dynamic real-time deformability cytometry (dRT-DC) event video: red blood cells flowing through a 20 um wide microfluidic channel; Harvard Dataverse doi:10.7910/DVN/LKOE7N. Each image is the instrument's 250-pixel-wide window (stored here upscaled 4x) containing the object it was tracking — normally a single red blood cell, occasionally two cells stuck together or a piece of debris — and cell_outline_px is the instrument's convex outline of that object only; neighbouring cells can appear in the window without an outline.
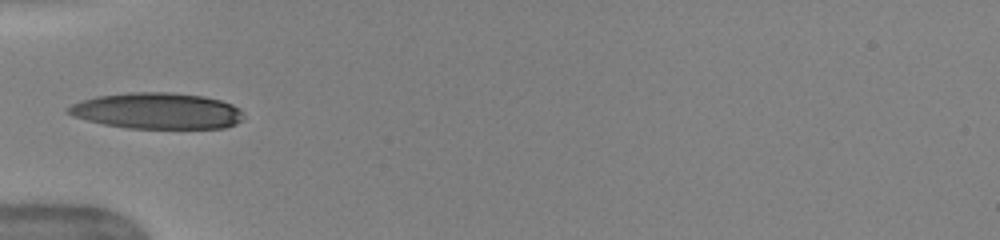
{"species": "human", "species_latin": "Homo sapiens", "temperature_condition": "warm", "stored_images_in_passage": 32, "camera_frame_rate_fps": 3000, "um_per_image_px": 0.085, "donor": {"sex": "female"}, "frame": {"image": 1, "passage_image": 1, "time_ms": 0.0, "image_size_px": [1000, 240], "cell_outline_px": [[244, 120], [236, 124], [224, 128], [128, 128], [104, 124], [72, 116], [64, 108], [72, 104], [96, 96], [132, 92], [172, 92], [204, 96], [220, 100], [232, 104], [240, 108]], "centroid_in_image_um": [13.38, 9.42], "position_along_channel_um": 71.6, "area_um2": 36.99}, "authors_computed_cell_mechanics": {"area_um2": 36.7319, "velocity_mm_per_s": 3.9941, "shape_relaxation_time_tau1_ms": 3.3869, "shape_relaxation_time_tau2_ms": null, "deformation_change_tau1": 0.1918, "deformation_change_tau2": null}}